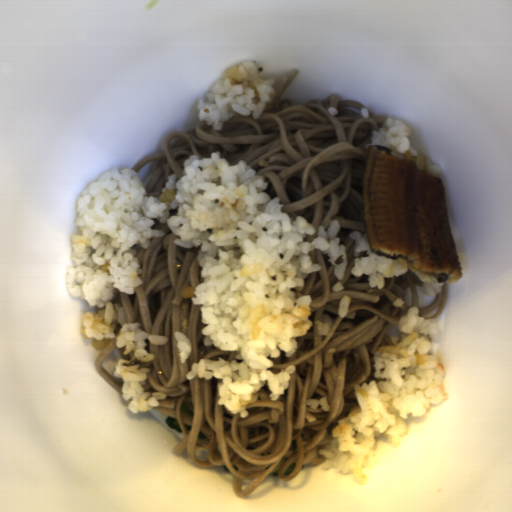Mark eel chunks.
Segmentation results:
<instances>
[{
  "instance_id": "4dd315ae",
  "label": "eel chunks",
  "mask_w": 512,
  "mask_h": 512,
  "mask_svg": "<svg viewBox=\"0 0 512 512\" xmlns=\"http://www.w3.org/2000/svg\"><path fill=\"white\" fill-rule=\"evenodd\" d=\"M362 196L374 254L435 273L438 282L464 278L441 178L421 172L414 160L369 146Z\"/></svg>"
}]
</instances>
